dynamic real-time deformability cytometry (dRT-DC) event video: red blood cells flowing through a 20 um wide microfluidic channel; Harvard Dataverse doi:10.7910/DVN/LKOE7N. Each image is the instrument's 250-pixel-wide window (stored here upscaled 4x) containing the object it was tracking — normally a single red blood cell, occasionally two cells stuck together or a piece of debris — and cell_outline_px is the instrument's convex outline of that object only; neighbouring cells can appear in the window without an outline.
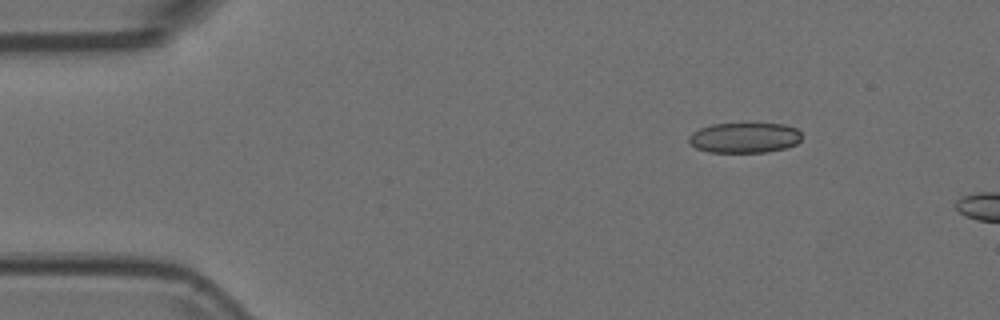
{"species": "Egyptian fruit bat (a non-hibernating species)", "species_latin": "Rousettus aegyptiacus", "temperature_condition": "room temperature", "stored_images_in_passage": 45, "camera_frame_rate_fps": 3000, "um_per_image_px": 0.085, "animal": {"sex": "female"}, "frame": {"image": 1, "passage_image": 1, "time_ms": 0.0, "image_size_px": [1000, 320], "cell_outline_px": [[800, 140], [796, 144], [784, 148], [768, 152], [708, 152], [696, 148], [688, 140], [688, 136], [692, 132], [700, 128], [712, 124], [784, 124], [796, 128], [800, 132]], "centroid_in_image_um": [63.26, 11.71], "position_along_channel_um": 21.7, "area_um2": 19.83}}
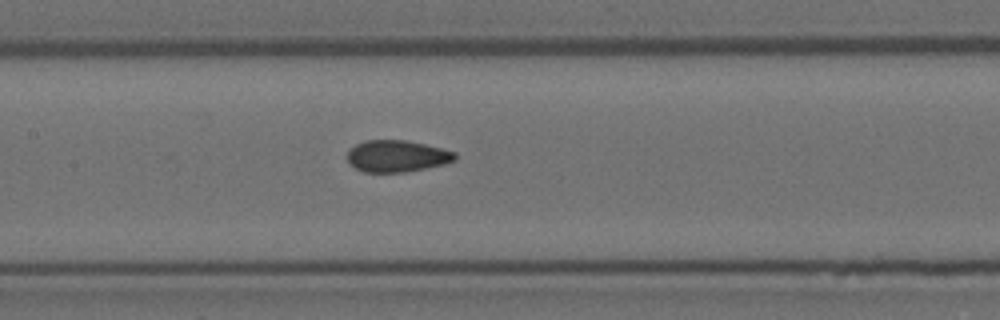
{"frame": {"image": 2, "passage_image": 19, "time_ms": 6.0, "image_size_px": [1000, 320], "cell_outline_px": [[456, 160], [444, 164], [404, 172], [364, 172], [356, 168], [348, 160], [348, 152], [356, 144], [368, 140], [404, 140], [424, 144], [456, 152]], "centroid_in_image_um": [33.76, 13.27], "position_along_channel_um": 173.6, "area_um2": 19.59}}
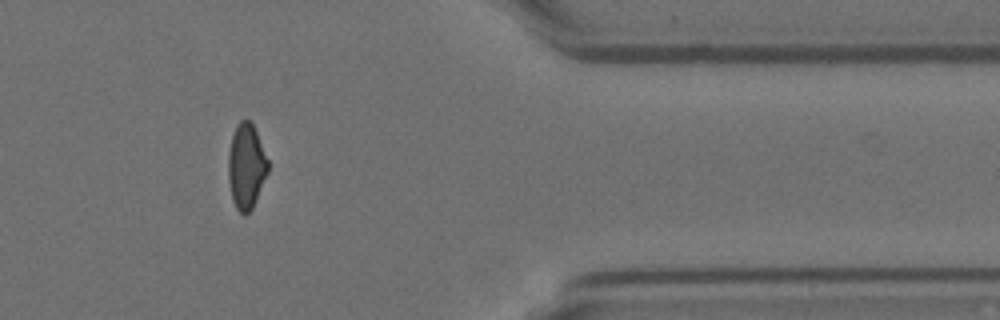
{"frame": {"image": 3, "passage_image": 38, "time_ms": 12.333, "image_size_px": [1000, 320], "cell_outline_px": [[268, 172], [252, 208], [244, 216], [236, 208], [232, 200], [228, 180], [228, 152], [232, 136], [236, 124], [240, 120], [248, 120], [252, 124], [256, 132], [268, 160]], "centroid_in_image_um": [20.91, 14.14], "position_along_channel_um": 390.5, "area_um2": 19.59}}